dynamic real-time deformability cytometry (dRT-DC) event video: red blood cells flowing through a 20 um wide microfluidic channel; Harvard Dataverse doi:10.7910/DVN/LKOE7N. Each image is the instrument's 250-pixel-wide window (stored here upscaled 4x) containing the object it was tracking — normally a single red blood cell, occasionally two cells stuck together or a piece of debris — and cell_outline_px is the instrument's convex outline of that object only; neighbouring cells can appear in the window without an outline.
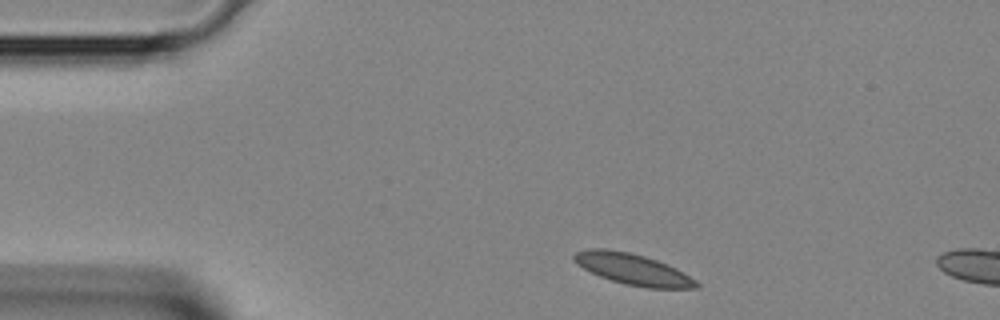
{"species": "Egyptian fruit bat (a non-hibernating species)", "species_latin": "Rousettus aegyptiacus", "temperature_condition": "room temperature", "stored_images_in_passage": 2, "camera_frame_rate_fps": 3000, "um_per_image_px": 0.085, "animal": {"sex": "female"}, "frame": {"image": 1, "passage_image": 1, "time_ms": 0.0, "image_size_px": [1000, 320], "cell_outline_px": [[700, 288], [648, 288], [624, 284], [600, 276], [576, 264], [572, 260], [572, 256], [576, 252], [588, 248], [604, 248], [628, 252], [644, 256], [668, 264], [676, 268], [696, 280], [700, 284]], "centroid_in_image_um": [53.79, 22.88], "position_along_channel_um": 31.2, "area_um2": 22.14}}